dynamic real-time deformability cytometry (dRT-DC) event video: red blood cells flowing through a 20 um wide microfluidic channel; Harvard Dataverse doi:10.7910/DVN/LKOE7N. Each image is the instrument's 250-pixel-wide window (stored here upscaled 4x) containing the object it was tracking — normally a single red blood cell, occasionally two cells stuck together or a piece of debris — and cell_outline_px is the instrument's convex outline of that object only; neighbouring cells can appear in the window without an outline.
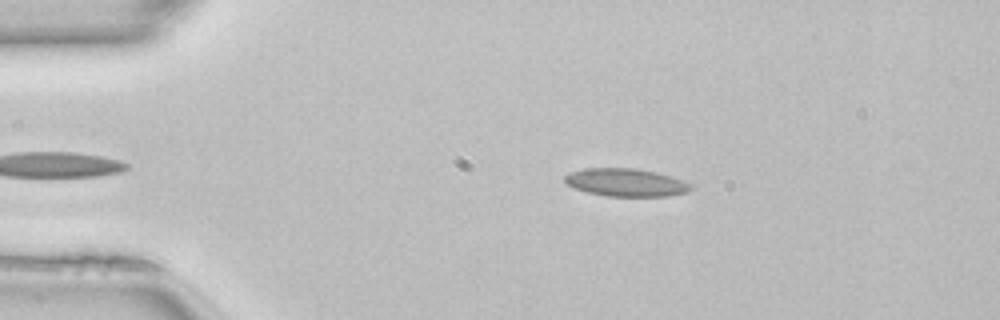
{"species": "common noctule bat (a hibernating species)", "species_latin": "Nyctalus noctula", "temperature_condition": "room temperature", "stored_images_in_passage": 38, "camera_frame_rate_fps": 3000, "um_per_image_px": 0.085, "animal": {"sex": "female", "body_mass_g": 22.7, "forearm_length_mm": 54.2}, "frame": {"image": 1, "passage_image": 4, "time_ms": 1.0, "image_size_px": [1000, 320], "cell_outline_px": [[692, 188], [688, 192], [668, 196], [608, 196], [588, 192], [576, 188], [568, 184], [564, 180], [564, 176], [572, 172], [584, 168], [636, 168], [656, 172], [672, 176], [692, 184]], "centroid_in_image_um": [53.25, 15.5], "position_along_channel_um": 31.8, "area_um2": 20.4}}
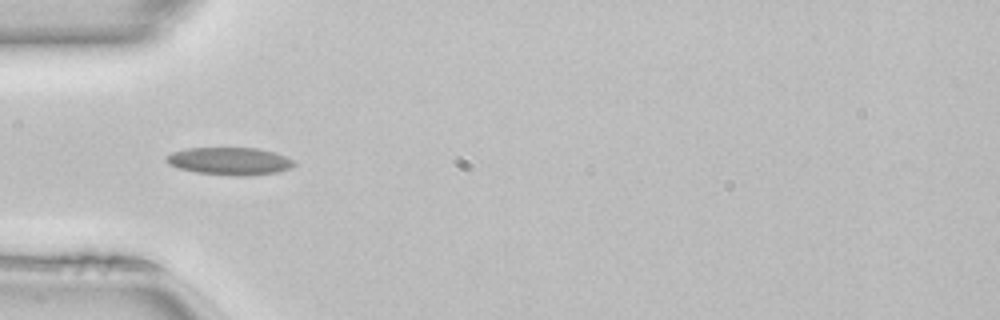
{"frame": {"image": 2, "passage_image": 10, "time_ms": 3.0, "image_size_px": [1000, 320], "cell_outline_px": [[296, 164], [292, 168], [276, 172], [244, 176], [236, 176], [196, 172], [180, 168], [168, 164], [164, 160], [164, 156], [172, 152], [184, 148], [260, 148], [276, 152], [296, 160]], "centroid_in_image_um": [19.54, 13.68], "position_along_channel_um": 65.5, "area_um2": 20.81}}
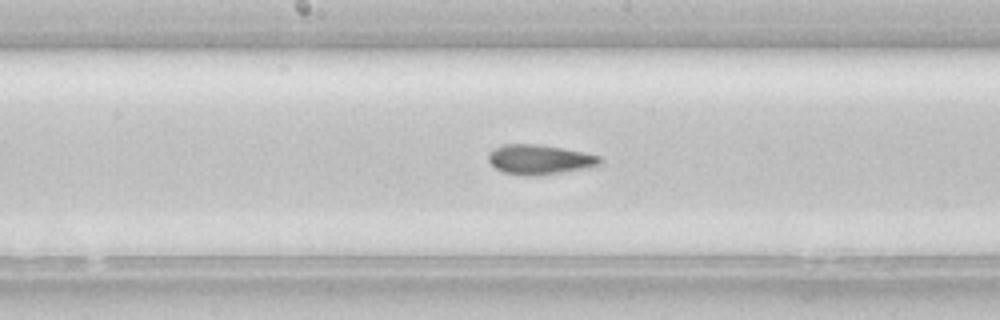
{"frame": {"image": 3, "passage_image": 20, "time_ms": 6.333, "image_size_px": [1000, 320], "cell_outline_px": [[604, 160], [600, 164], [592, 168], [536, 176], [520, 176], [504, 172], [496, 168], [488, 160], [488, 152], [504, 144], [540, 144], [600, 156]], "centroid_in_image_um": [45.88, 13.58], "position_along_channel_um": 202.3, "area_um2": 19.48}, "authors_computed_cell_mechanics": {"area_um2": 20.2011, "velocity_mm_per_s": 4.1123, "shape_relaxation_time_tau1_ms": null, "shape_relaxation_time_tau2_ms": 4.1513, "deformation_change_tau1": null, "deformation_change_tau2": 0.101}}